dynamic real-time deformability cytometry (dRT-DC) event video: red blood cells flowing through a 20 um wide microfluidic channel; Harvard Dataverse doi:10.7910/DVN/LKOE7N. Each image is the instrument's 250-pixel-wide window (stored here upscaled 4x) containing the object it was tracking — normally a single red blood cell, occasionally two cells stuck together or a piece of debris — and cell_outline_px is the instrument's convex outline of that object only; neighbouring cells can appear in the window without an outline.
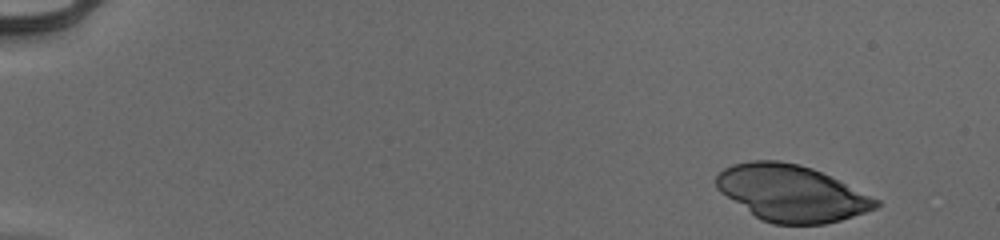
{"species": "human", "species_latin": "Homo sapiens", "temperature_condition": "cold", "stored_images_in_passage": 49, "camera_frame_rate_fps": 3000, "um_per_image_px": 0.085, "donor": {"sex": "male"}, "frame": {"image": 1, "passage_image": 1, "time_ms": 0.0, "image_size_px": [1000, 240], "cell_outline_px": [[880, 204], [876, 208], [840, 220], [824, 224], [772, 224], [760, 220], [720, 192], [716, 188], [716, 176], [724, 168], [732, 164], [752, 160], [780, 160], [800, 164], [812, 168], [880, 200]], "centroid_in_image_um": [67.24, 16.41], "position_along_channel_um": 17.8, "area_um2": 52.19}}
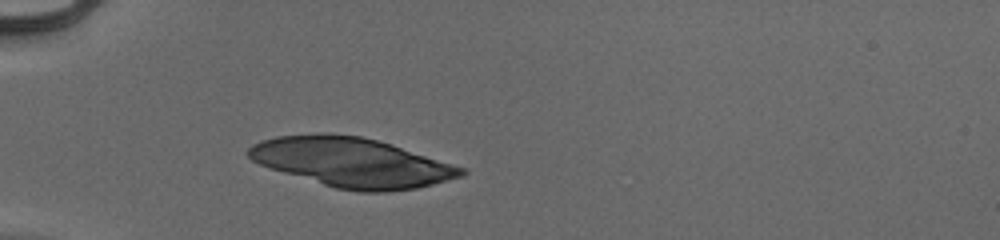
{"frame": {"image": 2, "passage_image": 14, "time_ms": 4.333, "image_size_px": [1000, 240], "cell_outline_px": [[468, 172], [464, 176], [416, 188], [388, 192], [360, 192], [336, 188], [284, 172], [260, 164], [252, 160], [244, 152], [252, 144], [260, 140], [276, 136], [320, 132], [328, 132], [360, 136], [392, 144], [464, 168]], "centroid_in_image_um": [29.89, 13.78], "position_along_channel_um": 55.1, "area_um2": 61.15}}